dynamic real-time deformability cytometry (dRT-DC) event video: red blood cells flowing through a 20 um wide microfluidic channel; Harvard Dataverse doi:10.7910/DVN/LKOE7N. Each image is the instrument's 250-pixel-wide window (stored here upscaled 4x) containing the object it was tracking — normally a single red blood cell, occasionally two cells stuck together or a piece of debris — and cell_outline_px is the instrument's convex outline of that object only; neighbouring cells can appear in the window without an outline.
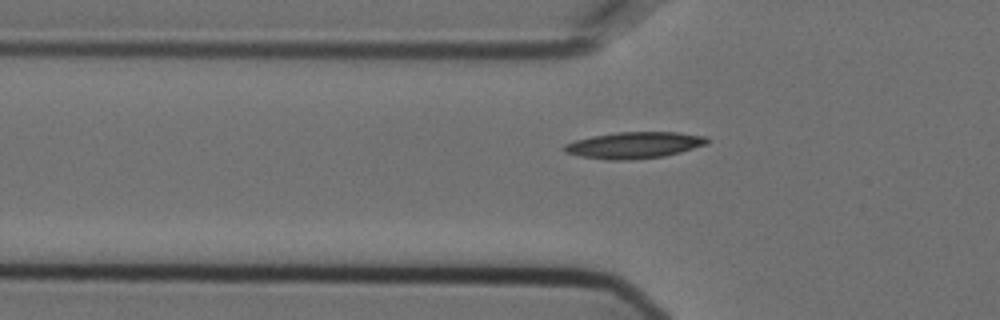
{"species": "Egyptian fruit bat (a non-hibernating species)", "species_latin": "Rousettus aegyptiacus", "temperature_condition": "cold", "stored_images_in_passage": 38, "camera_frame_rate_fps": 3000, "um_per_image_px": 0.085, "animal": {"sex": "female"}, "frame": {"image": 1, "passage_image": 4, "time_ms": 1.0, "image_size_px": [1000, 320], "cell_outline_px": [[708, 144], [680, 152], [664, 156], [628, 160], [608, 160], [580, 156], [564, 152], [564, 144], [576, 140], [592, 136], [616, 132], [680, 132], [708, 136]], "centroid_in_image_um": [53.93, 12.33], "position_along_channel_um": 71.9, "area_um2": 22.08}}
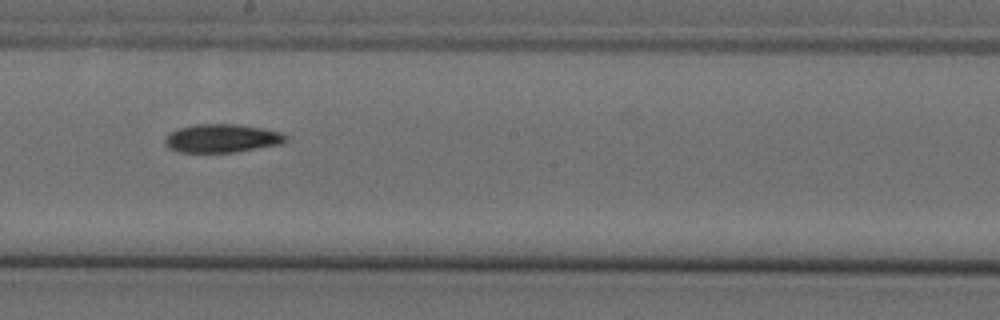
{"frame": {"image": 2, "passage_image": 17, "time_ms": 5.333, "image_size_px": [1000, 320], "cell_outline_px": [[288, 140], [280, 144], [232, 152], [180, 152], [168, 148], [164, 144], [164, 140], [172, 132], [180, 128], [196, 124], [236, 124], [260, 128], [280, 132], [288, 136]], "centroid_in_image_um": [18.86, 11.76], "position_along_channel_um": 229.3, "area_um2": 19.71}}
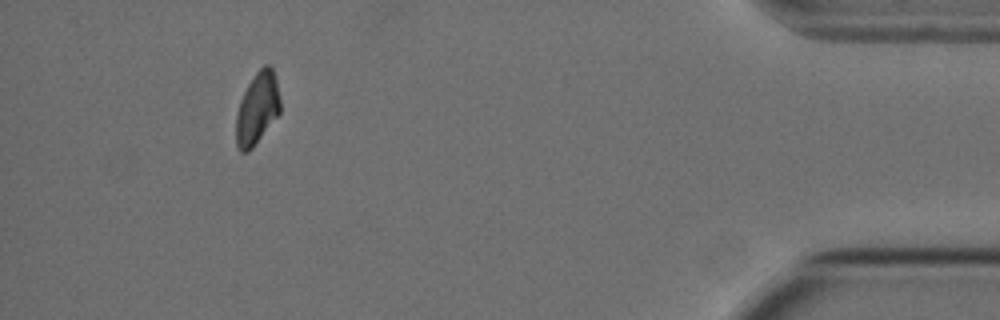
{"frame": {"image": 3, "passage_image": 37, "time_ms": 12.0, "image_size_px": [1000, 320], "cell_outline_px": [[280, 112], [252, 148], [248, 152], [240, 152], [236, 144], [236, 116], [240, 100], [248, 84], [256, 72], [264, 64], [268, 64], [272, 68], [276, 80], [280, 100]], "centroid_in_image_um": [21.85, 9.22], "position_along_channel_um": 413.3, "area_um2": 18.32}}